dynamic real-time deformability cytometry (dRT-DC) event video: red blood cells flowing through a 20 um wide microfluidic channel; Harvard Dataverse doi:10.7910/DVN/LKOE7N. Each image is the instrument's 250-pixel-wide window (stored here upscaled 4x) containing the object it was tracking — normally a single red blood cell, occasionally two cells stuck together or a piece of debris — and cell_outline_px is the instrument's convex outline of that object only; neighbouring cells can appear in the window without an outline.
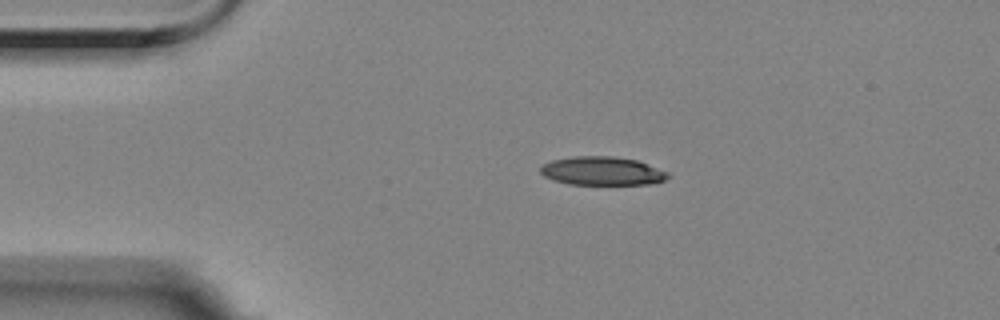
{"species": "Egyptian fruit bat (a non-hibernating species)", "species_latin": "Rousettus aegyptiacus", "temperature_condition": "room temperature", "stored_images_in_passage": 46, "camera_frame_rate_fps": 3000, "um_per_image_px": 0.085, "animal": {"sex": "female"}, "frame": {"image": 1, "passage_image": 1, "time_ms": 0.0, "image_size_px": [1000, 320], "cell_outline_px": [[672, 176], [664, 180], [652, 184], [568, 184], [552, 180], [544, 176], [540, 172], [540, 168], [544, 164], [552, 160], [572, 156], [612, 156], [636, 160], [668, 172]], "centroid_in_image_um": [51.18, 14.53], "position_along_channel_um": 33.8, "area_um2": 21.21}}
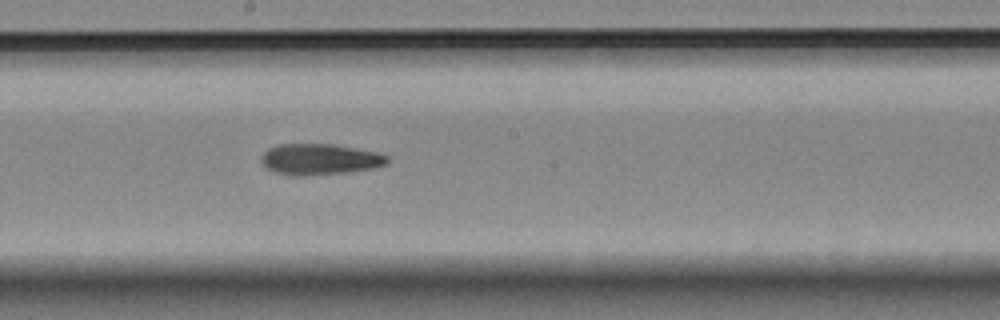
{"frame": {"image": 2, "passage_image": 20, "time_ms": 6.333, "image_size_px": [1000, 320], "cell_outline_px": [[388, 160], [384, 164], [372, 168], [348, 172], [304, 176], [292, 176], [276, 172], [268, 168], [260, 160], [260, 156], [268, 148], [280, 144], [336, 144], [376, 152], [388, 156]], "centroid_in_image_um": [27.15, 13.53], "position_along_channel_um": 221.1, "area_um2": 22.72}}
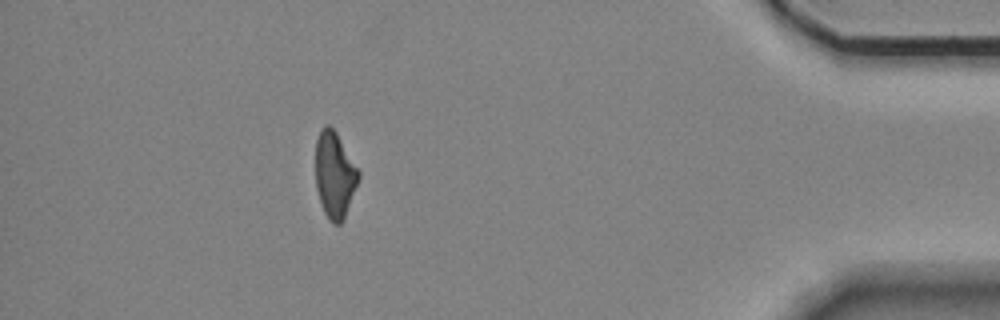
{"frame": {"image": 3, "passage_image": 40, "time_ms": 13.0, "image_size_px": [1000, 320], "cell_outline_px": [[360, 176], [344, 220], [340, 224], [332, 224], [328, 220], [324, 212], [316, 188], [316, 140], [320, 132], [328, 124], [336, 132], [360, 172]], "centroid_in_image_um": [28.45, 14.91], "position_along_channel_um": 406.8, "area_um2": 21.39}}